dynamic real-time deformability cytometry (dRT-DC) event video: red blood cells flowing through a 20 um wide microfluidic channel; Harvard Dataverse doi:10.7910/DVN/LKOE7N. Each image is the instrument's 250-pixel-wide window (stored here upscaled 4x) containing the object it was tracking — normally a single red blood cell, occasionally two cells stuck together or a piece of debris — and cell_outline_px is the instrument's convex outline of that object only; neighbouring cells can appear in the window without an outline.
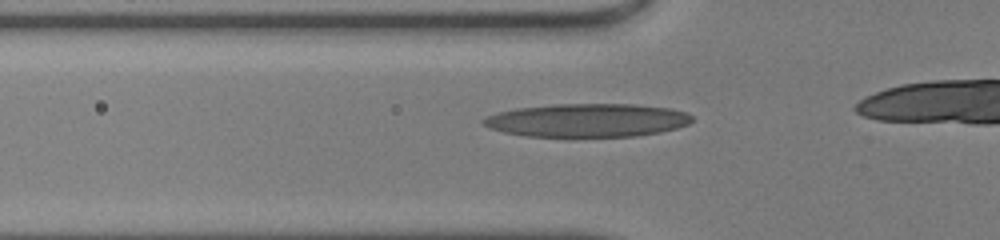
{"species": "human", "species_latin": "Homo sapiens", "temperature_condition": "warm", "stored_images_in_passage": 12, "camera_frame_rate_fps": 3000, "um_per_image_px": 0.085, "donor": {"sex": "male"}, "frame": {"image": 1, "passage_image": 4, "time_ms": 1.0, "image_size_px": [1000, 240], "cell_outline_px": [[692, 120], [688, 124], [676, 128], [636, 136], [524, 136], [504, 132], [488, 128], [480, 120], [488, 116], [500, 112], [516, 108], [552, 104], [636, 104], [672, 108], [684, 112], [692, 116]], "centroid_in_image_um": [49.9, 10.21], "position_along_channel_um": 75.9, "area_um2": 40.4}}
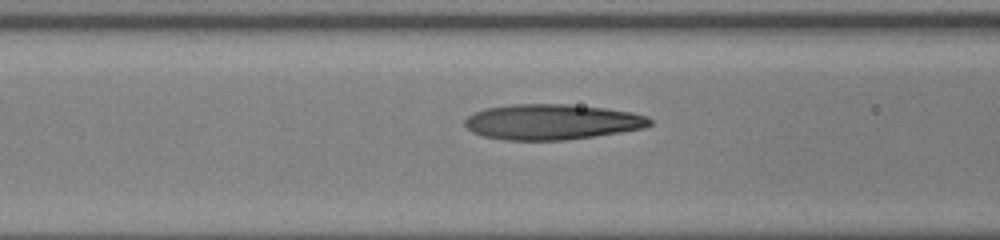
{"frame": {"image": 2, "passage_image": 7, "time_ms": 2.0, "image_size_px": [1000, 240], "cell_outline_px": [[652, 124], [644, 128], [620, 132], [564, 140], [504, 140], [484, 136], [472, 132], [464, 124], [464, 120], [468, 116], [484, 108], [512, 104], [568, 104], [604, 108], [632, 112], [648, 116], [652, 120]], "centroid_in_image_um": [46.91, 10.35], "position_along_channel_um": 119.7, "area_um2": 38.21}}
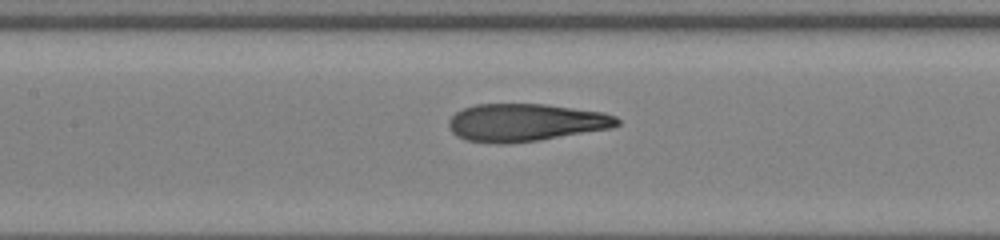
{"frame": {"image": 3, "passage_image": 10, "time_ms": 3.0, "image_size_px": [1000, 240], "cell_outline_px": [[620, 124], [612, 128], [540, 140], [508, 144], [496, 144], [464, 140], [456, 136], [448, 128], [448, 120], [456, 112], [464, 108], [476, 104], [544, 104], [604, 112], [616, 116], [620, 120]], "centroid_in_image_um": [44.66, 10.42], "position_along_channel_um": 162.7, "area_um2": 37.28}}